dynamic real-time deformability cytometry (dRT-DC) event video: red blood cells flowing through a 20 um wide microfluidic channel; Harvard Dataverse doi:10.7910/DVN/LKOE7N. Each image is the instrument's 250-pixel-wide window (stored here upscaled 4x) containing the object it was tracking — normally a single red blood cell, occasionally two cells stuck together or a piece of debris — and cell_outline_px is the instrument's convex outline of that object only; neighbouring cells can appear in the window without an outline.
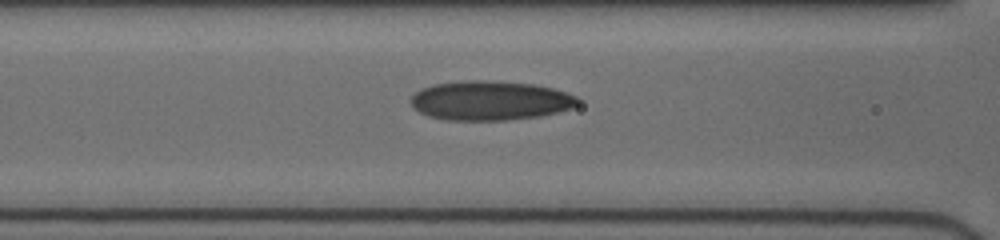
{"species": "human", "species_latin": "Homo sapiens", "temperature_condition": "cold", "stored_images_in_passage": 29, "camera_frame_rate_fps": 3000, "um_per_image_px": 0.085, "donor": {"sex": "female"}, "frame": {"image": 1, "passage_image": 4, "time_ms": 1.333, "image_size_px": [1000, 240], "cell_outline_px": [[580, 100], [572, 108], [540, 116], [508, 120], [444, 120], [428, 116], [420, 112], [412, 104], [412, 96], [420, 88], [432, 84], [468, 80], [484, 80], [532, 84], [552, 88], [576, 96]], "centroid_in_image_um": [41.64, 8.55], "position_along_channel_um": 125.0, "area_um2": 38.15}}
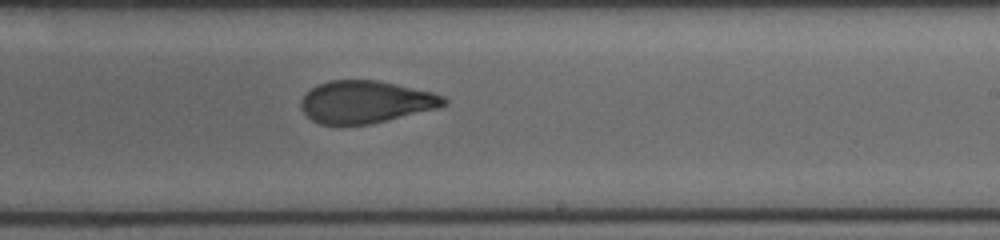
{"frame": {"image": 2, "passage_image": 18, "time_ms": 4.667, "image_size_px": [1000, 240], "cell_outline_px": [[448, 100], [440, 108], [372, 124], [320, 124], [312, 120], [300, 108], [300, 100], [316, 84], [328, 80], [376, 80], [432, 92], [444, 96]], "centroid_in_image_um": [31.09, 8.66], "position_along_channel_um": 257.9, "area_um2": 35.26}}
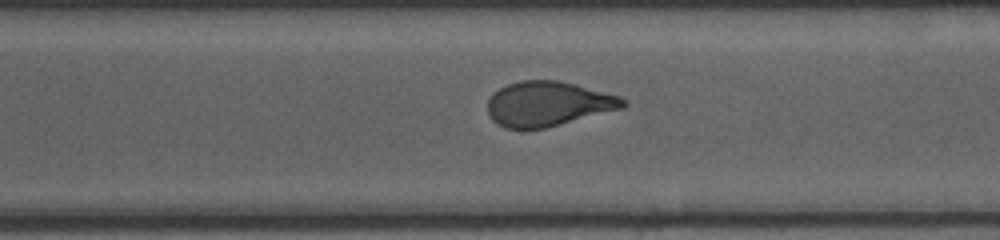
{"frame": {"image": 3, "passage_image": 25, "time_ms": 6.333, "image_size_px": [1000, 240], "cell_outline_px": [[628, 104], [624, 108], [544, 128], [504, 128], [492, 120], [488, 112], [488, 100], [500, 88], [508, 84], [520, 80], [560, 80], [576, 84], [620, 96], [628, 100]], "centroid_in_image_um": [46.63, 8.81], "position_along_channel_um": 324.0, "area_um2": 35.26}}